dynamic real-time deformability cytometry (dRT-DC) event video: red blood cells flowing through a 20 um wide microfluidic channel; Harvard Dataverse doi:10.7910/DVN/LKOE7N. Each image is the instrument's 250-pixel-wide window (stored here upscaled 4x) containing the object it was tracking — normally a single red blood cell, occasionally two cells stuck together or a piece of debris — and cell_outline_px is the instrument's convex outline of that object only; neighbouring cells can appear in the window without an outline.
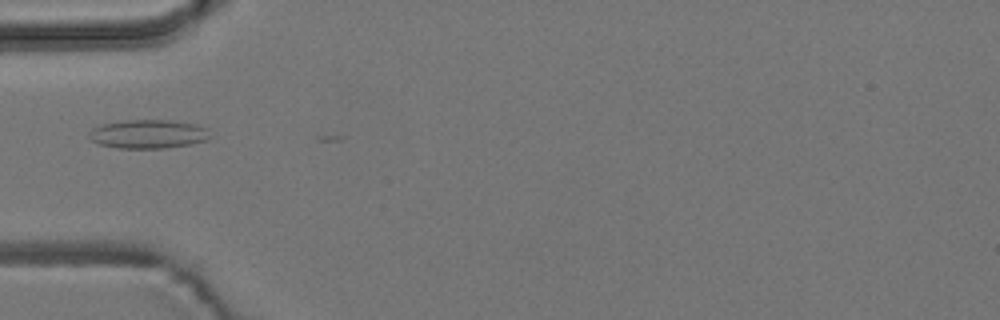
{"species": "common noctule bat (a hibernating species)", "species_latin": "Nyctalus noctula", "temperature_condition": "room temperature", "stored_images_in_passage": 5, "camera_frame_rate_fps": 3000, "um_per_image_px": 0.085, "animal": {"sex": "male", "body_mass_g": 19.2, "forearm_length_mm": 51.8}, "frame": {"image": 1, "passage_image": 5, "time_ms": 4.667, "image_size_px": [1000, 320], "cell_outline_px": [[212, 136], [208, 140], [192, 144], [164, 148], [116, 148], [100, 144], [92, 140], [88, 136], [88, 132], [92, 128], [100, 124], [124, 120], [172, 120], [196, 124], [208, 128]], "centroid_in_image_um": [12.63, 11.39], "position_along_channel_um": 72.4, "area_um2": 20.63}}